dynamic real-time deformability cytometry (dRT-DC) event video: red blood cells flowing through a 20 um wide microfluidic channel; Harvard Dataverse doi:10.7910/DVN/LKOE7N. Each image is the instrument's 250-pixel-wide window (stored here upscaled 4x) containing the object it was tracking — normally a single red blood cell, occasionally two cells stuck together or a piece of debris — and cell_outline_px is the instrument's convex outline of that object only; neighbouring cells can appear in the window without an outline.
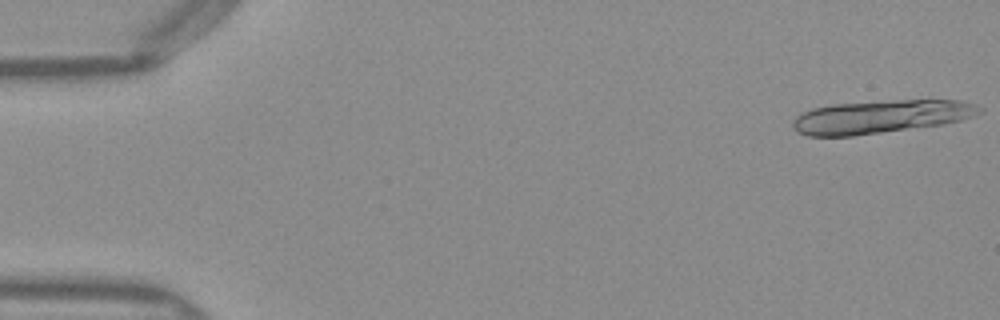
{"species": "Egyptian fruit bat (a non-hibernating species)", "species_latin": "Rousettus aegyptiacus", "temperature_condition": "warm", "stored_images_in_passage": 12, "camera_frame_rate_fps": 3000, "um_per_image_px": 0.085, "frame": {"image": 1, "passage_image": 1, "time_ms": 0.0, "image_size_px": [1000, 320], "cell_outline_px": [[984, 108], [980, 112], [972, 116], [960, 120], [944, 124], [852, 136], [808, 136], [800, 132], [792, 124], [796, 116], [812, 108], [832, 104], [896, 100], [960, 100]], "centroid_in_image_um": [74.87, 9.91], "position_along_channel_um": 10.1, "area_um2": 35.72}}